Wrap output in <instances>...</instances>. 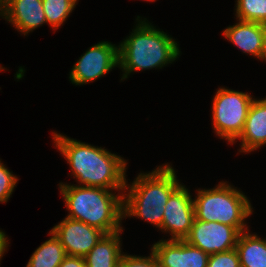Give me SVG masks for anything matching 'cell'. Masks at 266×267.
Masks as SVG:
<instances>
[{
    "label": "cell",
    "mask_w": 266,
    "mask_h": 267,
    "mask_svg": "<svg viewBox=\"0 0 266 267\" xmlns=\"http://www.w3.org/2000/svg\"><path fill=\"white\" fill-rule=\"evenodd\" d=\"M58 148L80 186L101 187L124 193L127 161L102 147L52 132ZM123 191V192H122Z\"/></svg>",
    "instance_id": "1"
},
{
    "label": "cell",
    "mask_w": 266,
    "mask_h": 267,
    "mask_svg": "<svg viewBox=\"0 0 266 267\" xmlns=\"http://www.w3.org/2000/svg\"><path fill=\"white\" fill-rule=\"evenodd\" d=\"M145 19L142 21L137 16L135 29L118 45V67L124 72L121 80L128 78L133 71L161 69L179 58L177 42Z\"/></svg>",
    "instance_id": "2"
},
{
    "label": "cell",
    "mask_w": 266,
    "mask_h": 267,
    "mask_svg": "<svg viewBox=\"0 0 266 267\" xmlns=\"http://www.w3.org/2000/svg\"><path fill=\"white\" fill-rule=\"evenodd\" d=\"M135 179L131 185L125 182L124 190L128 191L123 194V219L135 216L161 229L168 199L181 185L175 169L164 164Z\"/></svg>",
    "instance_id": "3"
},
{
    "label": "cell",
    "mask_w": 266,
    "mask_h": 267,
    "mask_svg": "<svg viewBox=\"0 0 266 267\" xmlns=\"http://www.w3.org/2000/svg\"><path fill=\"white\" fill-rule=\"evenodd\" d=\"M59 188L69 211L67 218L82 221L105 234L123 230V193L117 195L101 187L61 182Z\"/></svg>",
    "instance_id": "4"
},
{
    "label": "cell",
    "mask_w": 266,
    "mask_h": 267,
    "mask_svg": "<svg viewBox=\"0 0 266 267\" xmlns=\"http://www.w3.org/2000/svg\"><path fill=\"white\" fill-rule=\"evenodd\" d=\"M231 186L220 182L212 189H198L193 199L195 220L219 222L240 232L249 230L245 219L253 213V207L243 192Z\"/></svg>",
    "instance_id": "5"
},
{
    "label": "cell",
    "mask_w": 266,
    "mask_h": 267,
    "mask_svg": "<svg viewBox=\"0 0 266 267\" xmlns=\"http://www.w3.org/2000/svg\"><path fill=\"white\" fill-rule=\"evenodd\" d=\"M254 98L249 93L219 88L212 103V124L216 135L233 144L242 134Z\"/></svg>",
    "instance_id": "6"
},
{
    "label": "cell",
    "mask_w": 266,
    "mask_h": 267,
    "mask_svg": "<svg viewBox=\"0 0 266 267\" xmlns=\"http://www.w3.org/2000/svg\"><path fill=\"white\" fill-rule=\"evenodd\" d=\"M119 66L118 46L101 41L91 46L70 71L72 84L83 85L93 82Z\"/></svg>",
    "instance_id": "7"
},
{
    "label": "cell",
    "mask_w": 266,
    "mask_h": 267,
    "mask_svg": "<svg viewBox=\"0 0 266 267\" xmlns=\"http://www.w3.org/2000/svg\"><path fill=\"white\" fill-rule=\"evenodd\" d=\"M240 233L236 227L230 225L194 220L192 228L184 240L208 255H212L234 249Z\"/></svg>",
    "instance_id": "8"
},
{
    "label": "cell",
    "mask_w": 266,
    "mask_h": 267,
    "mask_svg": "<svg viewBox=\"0 0 266 267\" xmlns=\"http://www.w3.org/2000/svg\"><path fill=\"white\" fill-rule=\"evenodd\" d=\"M161 230L170 233L168 240H184L195 220L193 199L185 185H180L165 206Z\"/></svg>",
    "instance_id": "9"
},
{
    "label": "cell",
    "mask_w": 266,
    "mask_h": 267,
    "mask_svg": "<svg viewBox=\"0 0 266 267\" xmlns=\"http://www.w3.org/2000/svg\"><path fill=\"white\" fill-rule=\"evenodd\" d=\"M51 231L60 240L66 255L85 257L105 233L82 221L65 217Z\"/></svg>",
    "instance_id": "10"
},
{
    "label": "cell",
    "mask_w": 266,
    "mask_h": 267,
    "mask_svg": "<svg viewBox=\"0 0 266 267\" xmlns=\"http://www.w3.org/2000/svg\"><path fill=\"white\" fill-rule=\"evenodd\" d=\"M159 267H207L209 255L185 240H160L152 245Z\"/></svg>",
    "instance_id": "11"
},
{
    "label": "cell",
    "mask_w": 266,
    "mask_h": 267,
    "mask_svg": "<svg viewBox=\"0 0 266 267\" xmlns=\"http://www.w3.org/2000/svg\"><path fill=\"white\" fill-rule=\"evenodd\" d=\"M2 17L25 36L47 23L42 0H6Z\"/></svg>",
    "instance_id": "12"
},
{
    "label": "cell",
    "mask_w": 266,
    "mask_h": 267,
    "mask_svg": "<svg viewBox=\"0 0 266 267\" xmlns=\"http://www.w3.org/2000/svg\"><path fill=\"white\" fill-rule=\"evenodd\" d=\"M241 148L239 152L248 153L266 144V98L254 99L243 129L239 136Z\"/></svg>",
    "instance_id": "13"
},
{
    "label": "cell",
    "mask_w": 266,
    "mask_h": 267,
    "mask_svg": "<svg viewBox=\"0 0 266 267\" xmlns=\"http://www.w3.org/2000/svg\"><path fill=\"white\" fill-rule=\"evenodd\" d=\"M235 25L225 28L223 36L243 53L261 59L263 50V24L238 20Z\"/></svg>",
    "instance_id": "14"
},
{
    "label": "cell",
    "mask_w": 266,
    "mask_h": 267,
    "mask_svg": "<svg viewBox=\"0 0 266 267\" xmlns=\"http://www.w3.org/2000/svg\"><path fill=\"white\" fill-rule=\"evenodd\" d=\"M123 230L105 234L84 257L87 267H116L121 253L120 234Z\"/></svg>",
    "instance_id": "15"
},
{
    "label": "cell",
    "mask_w": 266,
    "mask_h": 267,
    "mask_svg": "<svg viewBox=\"0 0 266 267\" xmlns=\"http://www.w3.org/2000/svg\"><path fill=\"white\" fill-rule=\"evenodd\" d=\"M250 231L241 232L235 249L241 267H266V239Z\"/></svg>",
    "instance_id": "16"
},
{
    "label": "cell",
    "mask_w": 266,
    "mask_h": 267,
    "mask_svg": "<svg viewBox=\"0 0 266 267\" xmlns=\"http://www.w3.org/2000/svg\"><path fill=\"white\" fill-rule=\"evenodd\" d=\"M50 239L42 243L30 257L26 267H59L67 256L60 240L52 231Z\"/></svg>",
    "instance_id": "17"
},
{
    "label": "cell",
    "mask_w": 266,
    "mask_h": 267,
    "mask_svg": "<svg viewBox=\"0 0 266 267\" xmlns=\"http://www.w3.org/2000/svg\"><path fill=\"white\" fill-rule=\"evenodd\" d=\"M78 0H42L47 23L56 30L72 13Z\"/></svg>",
    "instance_id": "18"
},
{
    "label": "cell",
    "mask_w": 266,
    "mask_h": 267,
    "mask_svg": "<svg viewBox=\"0 0 266 267\" xmlns=\"http://www.w3.org/2000/svg\"><path fill=\"white\" fill-rule=\"evenodd\" d=\"M237 20L266 23V0H236Z\"/></svg>",
    "instance_id": "19"
},
{
    "label": "cell",
    "mask_w": 266,
    "mask_h": 267,
    "mask_svg": "<svg viewBox=\"0 0 266 267\" xmlns=\"http://www.w3.org/2000/svg\"><path fill=\"white\" fill-rule=\"evenodd\" d=\"M18 178L0 160V203H6L17 184Z\"/></svg>",
    "instance_id": "20"
},
{
    "label": "cell",
    "mask_w": 266,
    "mask_h": 267,
    "mask_svg": "<svg viewBox=\"0 0 266 267\" xmlns=\"http://www.w3.org/2000/svg\"><path fill=\"white\" fill-rule=\"evenodd\" d=\"M207 267H241L236 249L209 255Z\"/></svg>",
    "instance_id": "21"
},
{
    "label": "cell",
    "mask_w": 266,
    "mask_h": 267,
    "mask_svg": "<svg viewBox=\"0 0 266 267\" xmlns=\"http://www.w3.org/2000/svg\"><path fill=\"white\" fill-rule=\"evenodd\" d=\"M116 267H159V264L151 251L148 257L122 254Z\"/></svg>",
    "instance_id": "22"
},
{
    "label": "cell",
    "mask_w": 266,
    "mask_h": 267,
    "mask_svg": "<svg viewBox=\"0 0 266 267\" xmlns=\"http://www.w3.org/2000/svg\"><path fill=\"white\" fill-rule=\"evenodd\" d=\"M59 267H87L83 257L66 256Z\"/></svg>",
    "instance_id": "23"
},
{
    "label": "cell",
    "mask_w": 266,
    "mask_h": 267,
    "mask_svg": "<svg viewBox=\"0 0 266 267\" xmlns=\"http://www.w3.org/2000/svg\"><path fill=\"white\" fill-rule=\"evenodd\" d=\"M8 239L7 236L5 235L4 231L0 230V261L1 258L3 257L4 253L7 250L8 245Z\"/></svg>",
    "instance_id": "24"
},
{
    "label": "cell",
    "mask_w": 266,
    "mask_h": 267,
    "mask_svg": "<svg viewBox=\"0 0 266 267\" xmlns=\"http://www.w3.org/2000/svg\"><path fill=\"white\" fill-rule=\"evenodd\" d=\"M262 44H263V50L261 53V60L266 61V23H263V40H262Z\"/></svg>",
    "instance_id": "25"
},
{
    "label": "cell",
    "mask_w": 266,
    "mask_h": 267,
    "mask_svg": "<svg viewBox=\"0 0 266 267\" xmlns=\"http://www.w3.org/2000/svg\"><path fill=\"white\" fill-rule=\"evenodd\" d=\"M6 7V0H0V16H2Z\"/></svg>",
    "instance_id": "26"
}]
</instances>
